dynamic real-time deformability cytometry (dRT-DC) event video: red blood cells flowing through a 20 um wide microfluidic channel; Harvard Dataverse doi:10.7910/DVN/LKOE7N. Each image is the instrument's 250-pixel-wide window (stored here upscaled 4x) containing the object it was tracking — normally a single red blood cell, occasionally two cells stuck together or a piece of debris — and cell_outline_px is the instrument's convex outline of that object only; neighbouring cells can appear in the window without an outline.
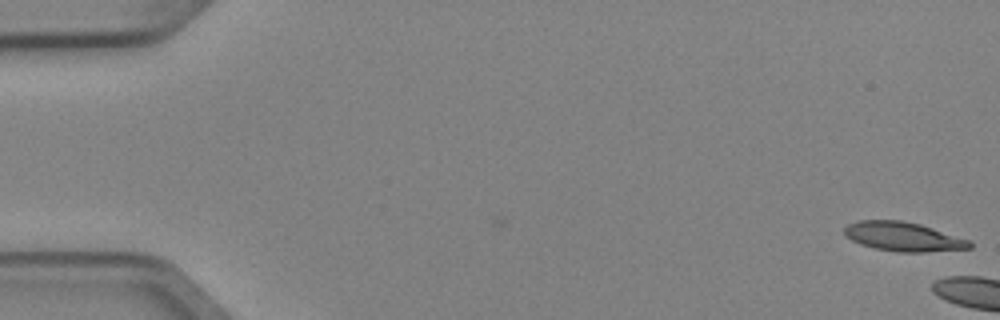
{"species": "Egyptian fruit bat (a non-hibernating species)", "species_latin": "Rousettus aegyptiacus", "temperature_condition": "cold", "stored_images_in_passage": 2, "camera_frame_rate_fps": 3000, "um_per_image_px": 0.085, "animal": {"sex": "female"}, "frame": {"image": 1, "passage_image": 2, "time_ms": 0.333, "image_size_px": [1000, 320], "cell_outline_px": [[972, 248], [924, 252], [896, 252], [876, 248], [860, 244], [852, 240], [844, 232], [844, 228], [848, 224], [860, 220], [900, 220], [920, 224], [968, 240], [972, 244]], "centroid_in_image_um": [76.76, 20.11], "position_along_channel_um": 8.2, "area_um2": 20.98}}